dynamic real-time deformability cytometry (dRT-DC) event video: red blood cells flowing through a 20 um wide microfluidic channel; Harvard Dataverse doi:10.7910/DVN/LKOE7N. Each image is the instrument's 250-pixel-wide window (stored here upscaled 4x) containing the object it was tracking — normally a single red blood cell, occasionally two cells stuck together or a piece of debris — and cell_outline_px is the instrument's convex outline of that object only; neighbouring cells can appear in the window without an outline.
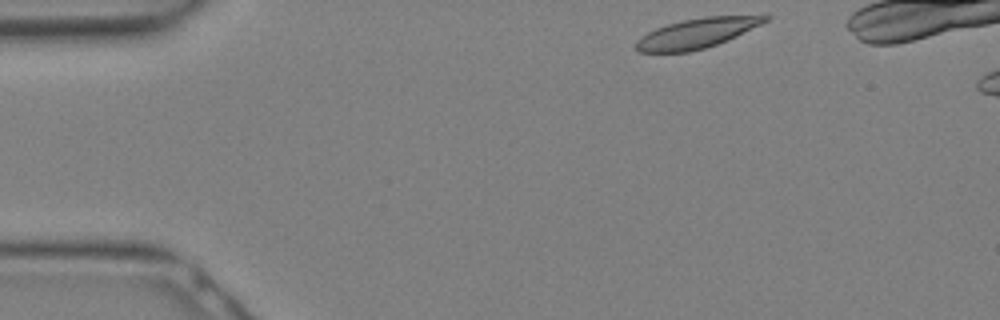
{"species": "Egyptian fruit bat (a non-hibernating species)", "species_latin": "Rousettus aegyptiacus", "temperature_condition": "warm", "stored_images_in_passage": 4, "camera_frame_rate_fps": 3000, "um_per_image_px": 0.085, "animal": {"sex": "female"}, "frame": {"image": 1, "passage_image": 1, "time_ms": 0.0, "image_size_px": [1000, 320], "cell_outline_px": [[772, 16], [768, 20], [728, 40], [704, 48], [688, 52], [640, 52], [636, 48], [636, 40], [640, 36], [656, 28], [668, 24], [684, 20], [704, 16], [764, 12], [768, 12]], "centroid_in_image_um": [59.38, 2.76], "position_along_channel_um": 25.6, "area_um2": 23.06}}